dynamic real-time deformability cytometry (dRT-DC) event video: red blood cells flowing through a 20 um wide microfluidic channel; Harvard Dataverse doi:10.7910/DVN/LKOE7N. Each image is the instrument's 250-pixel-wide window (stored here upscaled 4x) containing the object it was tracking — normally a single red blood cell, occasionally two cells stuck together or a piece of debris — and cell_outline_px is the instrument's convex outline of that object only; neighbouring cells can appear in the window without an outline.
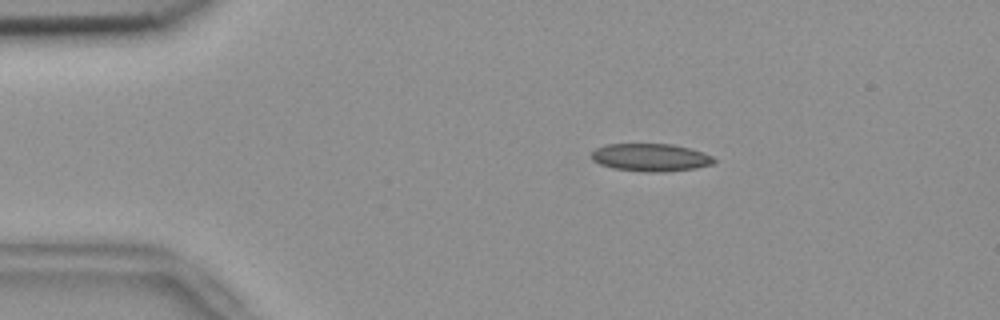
{"species": "common noctule bat (a hibernating species)", "species_latin": "Nyctalus noctula", "temperature_condition": "room temperature", "stored_images_in_passage": 55, "camera_frame_rate_fps": 3000, "um_per_image_px": 0.085, "animal": {"sex": "female", "body_mass_g": 18.4}, "frame": {"image": 1, "passage_image": 10, "time_ms": 3.0, "image_size_px": [1000, 320], "cell_outline_px": [[716, 160], [712, 164], [696, 168], [664, 172], [648, 172], [612, 168], [600, 164], [592, 160], [592, 152], [596, 148], [604, 144], [672, 144], [688, 148], [712, 156]], "centroid_in_image_um": [55.27, 13.38], "position_along_channel_um": 29.7, "area_um2": 19.71}}
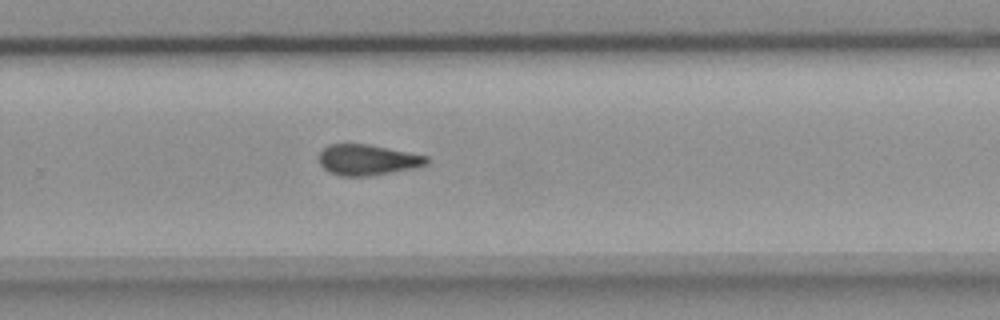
{"frame": {"image": 2, "passage_image": 36, "time_ms": 11.667, "image_size_px": [1000, 320], "cell_outline_px": [[428, 164], [416, 168], [372, 176], [340, 176], [328, 172], [320, 164], [320, 152], [328, 144], [368, 144], [428, 156]], "centroid_in_image_um": [31.25, 13.6], "position_along_channel_um": 298.5, "area_um2": 19.36}}
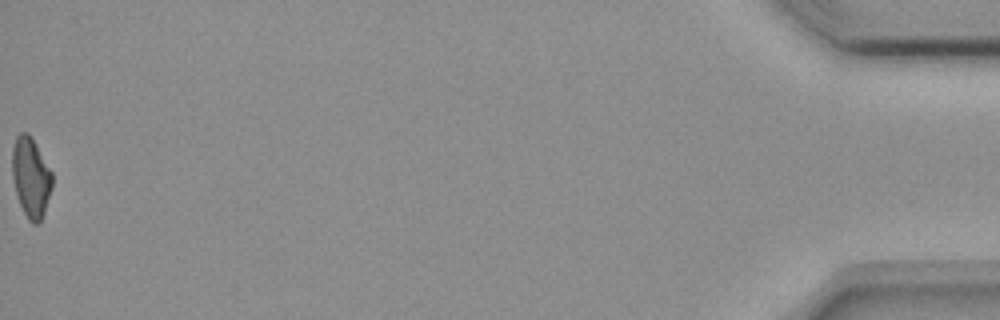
{"frame": {"image": 3, "passage_image": 55, "time_ms": 18.0, "image_size_px": [1000, 320], "cell_outline_px": [[52, 188], [40, 224], [32, 224], [28, 220], [20, 204], [16, 192], [12, 176], [12, 148], [16, 136], [20, 132], [28, 132], [52, 172]], "centroid_in_image_um": [2.62, 15.09], "position_along_channel_um": 432.6, "area_um2": 18.55}, "authors_computed_cell_mechanics": {"area_um2": 19.5364, "velocity_mm_per_s": 3.709, "shape_relaxation_time_tau1_ms": null, "shape_relaxation_time_tau2_ms": 5.3402, "deformation_change_tau1": null, "deformation_change_tau2": 0.1454}}